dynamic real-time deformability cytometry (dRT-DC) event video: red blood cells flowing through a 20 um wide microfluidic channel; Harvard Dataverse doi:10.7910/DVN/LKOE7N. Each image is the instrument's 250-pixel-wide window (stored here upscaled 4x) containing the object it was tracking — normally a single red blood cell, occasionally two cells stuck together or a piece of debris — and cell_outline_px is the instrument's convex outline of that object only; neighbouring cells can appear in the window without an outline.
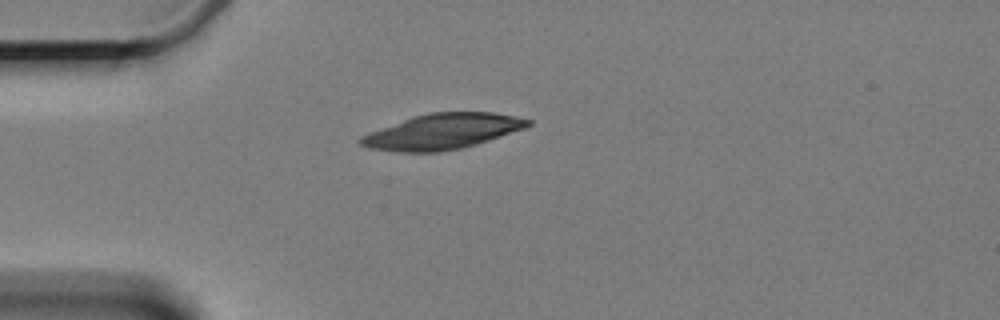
{"species": "Egyptian fruit bat (a non-hibernating species)", "species_latin": "Rousettus aegyptiacus", "temperature_condition": "cold", "stored_images_in_passage": 5, "camera_frame_rate_fps": 3000, "um_per_image_px": 0.085, "animal": {"sex": "female"}, "frame": {"image": 1, "passage_image": 1, "time_ms": 0.0, "image_size_px": [1000, 320], "cell_outline_px": [[532, 124], [524, 128], [476, 144], [460, 148], [440, 152], [396, 152], [368, 148], [360, 144], [356, 140], [360, 136], [404, 120], [428, 112], [492, 112], [516, 116], [532, 120]], "centroid_in_image_um": [37.6, 11.18], "position_along_channel_um": 47.4, "area_um2": 34.22}}
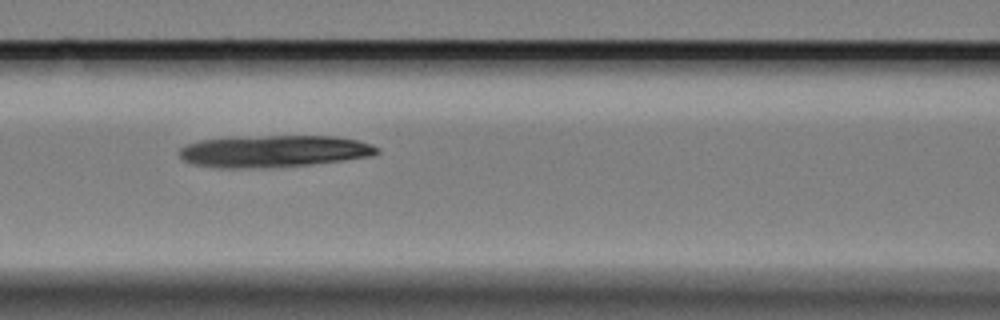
{"frame": {"image": 2, "passage_image": 4, "time_ms": 3.333, "image_size_px": [1000, 320], "cell_outline_px": [[380, 152], [372, 156], [344, 160], [312, 164], [268, 168], [220, 168], [192, 164], [184, 160], [180, 156], [180, 148], [188, 144], [200, 140], [232, 136], [336, 136], [356, 140], [372, 144], [380, 148]], "centroid_in_image_um": [23.28, 12.85], "position_along_channel_um": 143.3, "area_um2": 37.22}}
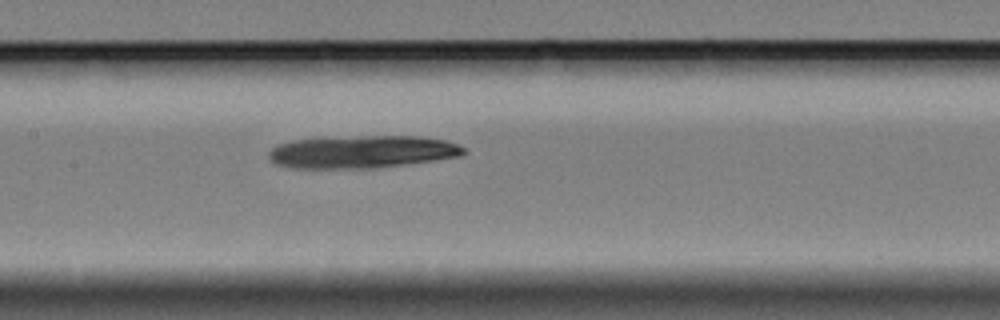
{"frame": {"image": 3, "passage_image": 5, "time_ms": 4.333, "image_size_px": [1000, 320], "cell_outline_px": [[468, 152], [460, 156], [408, 164], [376, 168], [296, 168], [276, 164], [268, 156], [268, 152], [276, 144], [292, 140], [368, 136], [416, 136], [444, 140], [456, 144], [464, 148]], "centroid_in_image_um": [30.78, 12.91], "position_along_channel_um": 176.6, "area_um2": 36.82}}